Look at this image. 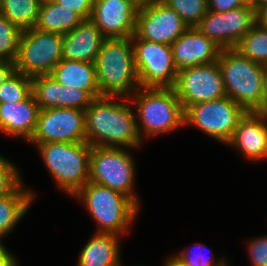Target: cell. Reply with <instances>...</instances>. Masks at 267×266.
I'll return each mask as SVG.
<instances>
[{
	"instance_id": "obj_39",
	"label": "cell",
	"mask_w": 267,
	"mask_h": 266,
	"mask_svg": "<svg viewBox=\"0 0 267 266\" xmlns=\"http://www.w3.org/2000/svg\"><path fill=\"white\" fill-rule=\"evenodd\" d=\"M162 266H185L180 260H178L173 254L167 257V260Z\"/></svg>"
},
{
	"instance_id": "obj_8",
	"label": "cell",
	"mask_w": 267,
	"mask_h": 266,
	"mask_svg": "<svg viewBox=\"0 0 267 266\" xmlns=\"http://www.w3.org/2000/svg\"><path fill=\"white\" fill-rule=\"evenodd\" d=\"M246 113L243 107L225 96L187 107L184 110V126L188 124L200 129L214 140L227 145Z\"/></svg>"
},
{
	"instance_id": "obj_11",
	"label": "cell",
	"mask_w": 267,
	"mask_h": 266,
	"mask_svg": "<svg viewBox=\"0 0 267 266\" xmlns=\"http://www.w3.org/2000/svg\"><path fill=\"white\" fill-rule=\"evenodd\" d=\"M183 109L226 96L218 62L179 70L173 87Z\"/></svg>"
},
{
	"instance_id": "obj_24",
	"label": "cell",
	"mask_w": 267,
	"mask_h": 266,
	"mask_svg": "<svg viewBox=\"0 0 267 266\" xmlns=\"http://www.w3.org/2000/svg\"><path fill=\"white\" fill-rule=\"evenodd\" d=\"M40 0H1L0 13L22 31L35 27Z\"/></svg>"
},
{
	"instance_id": "obj_18",
	"label": "cell",
	"mask_w": 267,
	"mask_h": 266,
	"mask_svg": "<svg viewBox=\"0 0 267 266\" xmlns=\"http://www.w3.org/2000/svg\"><path fill=\"white\" fill-rule=\"evenodd\" d=\"M39 112L32 93L21 102L0 103L1 133L29 142L36 130Z\"/></svg>"
},
{
	"instance_id": "obj_1",
	"label": "cell",
	"mask_w": 267,
	"mask_h": 266,
	"mask_svg": "<svg viewBox=\"0 0 267 266\" xmlns=\"http://www.w3.org/2000/svg\"><path fill=\"white\" fill-rule=\"evenodd\" d=\"M131 103L126 97L95 98L84 110L86 142L91 146L140 147L143 141L137 130L135 108Z\"/></svg>"
},
{
	"instance_id": "obj_33",
	"label": "cell",
	"mask_w": 267,
	"mask_h": 266,
	"mask_svg": "<svg viewBox=\"0 0 267 266\" xmlns=\"http://www.w3.org/2000/svg\"><path fill=\"white\" fill-rule=\"evenodd\" d=\"M246 244L251 266H267V235L253 238Z\"/></svg>"
},
{
	"instance_id": "obj_13",
	"label": "cell",
	"mask_w": 267,
	"mask_h": 266,
	"mask_svg": "<svg viewBox=\"0 0 267 266\" xmlns=\"http://www.w3.org/2000/svg\"><path fill=\"white\" fill-rule=\"evenodd\" d=\"M188 28L163 1L153 0L138 8L135 34L140 39L171 46Z\"/></svg>"
},
{
	"instance_id": "obj_9",
	"label": "cell",
	"mask_w": 267,
	"mask_h": 266,
	"mask_svg": "<svg viewBox=\"0 0 267 266\" xmlns=\"http://www.w3.org/2000/svg\"><path fill=\"white\" fill-rule=\"evenodd\" d=\"M63 35L40 31L35 27L23 30L15 71L29 77L50 75L62 60Z\"/></svg>"
},
{
	"instance_id": "obj_43",
	"label": "cell",
	"mask_w": 267,
	"mask_h": 266,
	"mask_svg": "<svg viewBox=\"0 0 267 266\" xmlns=\"http://www.w3.org/2000/svg\"><path fill=\"white\" fill-rule=\"evenodd\" d=\"M132 1L140 7V6H144L145 4H148L149 2L153 0H132Z\"/></svg>"
},
{
	"instance_id": "obj_5",
	"label": "cell",
	"mask_w": 267,
	"mask_h": 266,
	"mask_svg": "<svg viewBox=\"0 0 267 266\" xmlns=\"http://www.w3.org/2000/svg\"><path fill=\"white\" fill-rule=\"evenodd\" d=\"M217 62L226 96L247 112H264V66L244 57L234 48L222 49Z\"/></svg>"
},
{
	"instance_id": "obj_41",
	"label": "cell",
	"mask_w": 267,
	"mask_h": 266,
	"mask_svg": "<svg viewBox=\"0 0 267 266\" xmlns=\"http://www.w3.org/2000/svg\"><path fill=\"white\" fill-rule=\"evenodd\" d=\"M0 266H19L16 258H0Z\"/></svg>"
},
{
	"instance_id": "obj_17",
	"label": "cell",
	"mask_w": 267,
	"mask_h": 266,
	"mask_svg": "<svg viewBox=\"0 0 267 266\" xmlns=\"http://www.w3.org/2000/svg\"><path fill=\"white\" fill-rule=\"evenodd\" d=\"M177 70L217 62L222 48L196 27L188 28L172 45Z\"/></svg>"
},
{
	"instance_id": "obj_31",
	"label": "cell",
	"mask_w": 267,
	"mask_h": 266,
	"mask_svg": "<svg viewBox=\"0 0 267 266\" xmlns=\"http://www.w3.org/2000/svg\"><path fill=\"white\" fill-rule=\"evenodd\" d=\"M17 166L0 155V197L13 193L23 182Z\"/></svg>"
},
{
	"instance_id": "obj_26",
	"label": "cell",
	"mask_w": 267,
	"mask_h": 266,
	"mask_svg": "<svg viewBox=\"0 0 267 266\" xmlns=\"http://www.w3.org/2000/svg\"><path fill=\"white\" fill-rule=\"evenodd\" d=\"M227 23L228 49L235 48L239 40L256 25V11L249 3L227 11Z\"/></svg>"
},
{
	"instance_id": "obj_32",
	"label": "cell",
	"mask_w": 267,
	"mask_h": 266,
	"mask_svg": "<svg viewBox=\"0 0 267 266\" xmlns=\"http://www.w3.org/2000/svg\"><path fill=\"white\" fill-rule=\"evenodd\" d=\"M196 245L198 246V249L196 250H194V248L190 250H183L173 255L178 260H180L185 266H221L223 263L226 262L227 258L225 257H220L219 260H215L213 256L209 257L207 256L208 254L205 255V253L202 252V249L205 247V244L196 243Z\"/></svg>"
},
{
	"instance_id": "obj_22",
	"label": "cell",
	"mask_w": 267,
	"mask_h": 266,
	"mask_svg": "<svg viewBox=\"0 0 267 266\" xmlns=\"http://www.w3.org/2000/svg\"><path fill=\"white\" fill-rule=\"evenodd\" d=\"M36 193L22 183L13 193L0 197V238H5L30 209Z\"/></svg>"
},
{
	"instance_id": "obj_35",
	"label": "cell",
	"mask_w": 267,
	"mask_h": 266,
	"mask_svg": "<svg viewBox=\"0 0 267 266\" xmlns=\"http://www.w3.org/2000/svg\"><path fill=\"white\" fill-rule=\"evenodd\" d=\"M208 11L223 13L245 6L248 0H207Z\"/></svg>"
},
{
	"instance_id": "obj_20",
	"label": "cell",
	"mask_w": 267,
	"mask_h": 266,
	"mask_svg": "<svg viewBox=\"0 0 267 266\" xmlns=\"http://www.w3.org/2000/svg\"><path fill=\"white\" fill-rule=\"evenodd\" d=\"M119 237L116 234L94 232L81 248L77 266H122Z\"/></svg>"
},
{
	"instance_id": "obj_14",
	"label": "cell",
	"mask_w": 267,
	"mask_h": 266,
	"mask_svg": "<svg viewBox=\"0 0 267 266\" xmlns=\"http://www.w3.org/2000/svg\"><path fill=\"white\" fill-rule=\"evenodd\" d=\"M139 6L132 0H94L90 20L106 38H130Z\"/></svg>"
},
{
	"instance_id": "obj_42",
	"label": "cell",
	"mask_w": 267,
	"mask_h": 266,
	"mask_svg": "<svg viewBox=\"0 0 267 266\" xmlns=\"http://www.w3.org/2000/svg\"><path fill=\"white\" fill-rule=\"evenodd\" d=\"M248 3L257 11L259 8L267 5V0H248Z\"/></svg>"
},
{
	"instance_id": "obj_38",
	"label": "cell",
	"mask_w": 267,
	"mask_h": 266,
	"mask_svg": "<svg viewBox=\"0 0 267 266\" xmlns=\"http://www.w3.org/2000/svg\"><path fill=\"white\" fill-rule=\"evenodd\" d=\"M263 102H264V112H267V65L264 66V71H263Z\"/></svg>"
},
{
	"instance_id": "obj_12",
	"label": "cell",
	"mask_w": 267,
	"mask_h": 266,
	"mask_svg": "<svg viewBox=\"0 0 267 266\" xmlns=\"http://www.w3.org/2000/svg\"><path fill=\"white\" fill-rule=\"evenodd\" d=\"M84 141H86L84 110L49 108L40 110L36 130L29 142L36 146L51 142Z\"/></svg>"
},
{
	"instance_id": "obj_29",
	"label": "cell",
	"mask_w": 267,
	"mask_h": 266,
	"mask_svg": "<svg viewBox=\"0 0 267 266\" xmlns=\"http://www.w3.org/2000/svg\"><path fill=\"white\" fill-rule=\"evenodd\" d=\"M21 34L22 30L0 13V60L15 63Z\"/></svg>"
},
{
	"instance_id": "obj_16",
	"label": "cell",
	"mask_w": 267,
	"mask_h": 266,
	"mask_svg": "<svg viewBox=\"0 0 267 266\" xmlns=\"http://www.w3.org/2000/svg\"><path fill=\"white\" fill-rule=\"evenodd\" d=\"M241 152L248 161L267 159V112H247L226 145Z\"/></svg>"
},
{
	"instance_id": "obj_2",
	"label": "cell",
	"mask_w": 267,
	"mask_h": 266,
	"mask_svg": "<svg viewBox=\"0 0 267 266\" xmlns=\"http://www.w3.org/2000/svg\"><path fill=\"white\" fill-rule=\"evenodd\" d=\"M101 96L129 98L139 87L130 38H105L95 60Z\"/></svg>"
},
{
	"instance_id": "obj_28",
	"label": "cell",
	"mask_w": 267,
	"mask_h": 266,
	"mask_svg": "<svg viewBox=\"0 0 267 266\" xmlns=\"http://www.w3.org/2000/svg\"><path fill=\"white\" fill-rule=\"evenodd\" d=\"M32 93V77L14 71L0 85V103L21 102Z\"/></svg>"
},
{
	"instance_id": "obj_25",
	"label": "cell",
	"mask_w": 267,
	"mask_h": 266,
	"mask_svg": "<svg viewBox=\"0 0 267 266\" xmlns=\"http://www.w3.org/2000/svg\"><path fill=\"white\" fill-rule=\"evenodd\" d=\"M234 49L244 57L266 66L267 29H262L256 24L239 40Z\"/></svg>"
},
{
	"instance_id": "obj_23",
	"label": "cell",
	"mask_w": 267,
	"mask_h": 266,
	"mask_svg": "<svg viewBox=\"0 0 267 266\" xmlns=\"http://www.w3.org/2000/svg\"><path fill=\"white\" fill-rule=\"evenodd\" d=\"M83 19L75 12L55 2L41 4L35 28L40 31L67 34Z\"/></svg>"
},
{
	"instance_id": "obj_27",
	"label": "cell",
	"mask_w": 267,
	"mask_h": 266,
	"mask_svg": "<svg viewBox=\"0 0 267 266\" xmlns=\"http://www.w3.org/2000/svg\"><path fill=\"white\" fill-rule=\"evenodd\" d=\"M196 28L222 49H228L227 11L223 13L208 11Z\"/></svg>"
},
{
	"instance_id": "obj_7",
	"label": "cell",
	"mask_w": 267,
	"mask_h": 266,
	"mask_svg": "<svg viewBox=\"0 0 267 266\" xmlns=\"http://www.w3.org/2000/svg\"><path fill=\"white\" fill-rule=\"evenodd\" d=\"M128 148L92 146L89 181L111 188L128 196L139 208L136 196V165Z\"/></svg>"
},
{
	"instance_id": "obj_44",
	"label": "cell",
	"mask_w": 267,
	"mask_h": 266,
	"mask_svg": "<svg viewBox=\"0 0 267 266\" xmlns=\"http://www.w3.org/2000/svg\"><path fill=\"white\" fill-rule=\"evenodd\" d=\"M56 0H40L41 4H45V3H53Z\"/></svg>"
},
{
	"instance_id": "obj_21",
	"label": "cell",
	"mask_w": 267,
	"mask_h": 266,
	"mask_svg": "<svg viewBox=\"0 0 267 266\" xmlns=\"http://www.w3.org/2000/svg\"><path fill=\"white\" fill-rule=\"evenodd\" d=\"M50 75L64 86L86 90L94 99L102 97L97 83L95 63L62 59Z\"/></svg>"
},
{
	"instance_id": "obj_3",
	"label": "cell",
	"mask_w": 267,
	"mask_h": 266,
	"mask_svg": "<svg viewBox=\"0 0 267 266\" xmlns=\"http://www.w3.org/2000/svg\"><path fill=\"white\" fill-rule=\"evenodd\" d=\"M142 141L184 125V109L173 88L139 87L130 97Z\"/></svg>"
},
{
	"instance_id": "obj_40",
	"label": "cell",
	"mask_w": 267,
	"mask_h": 266,
	"mask_svg": "<svg viewBox=\"0 0 267 266\" xmlns=\"http://www.w3.org/2000/svg\"><path fill=\"white\" fill-rule=\"evenodd\" d=\"M0 258H16L2 243L0 238Z\"/></svg>"
},
{
	"instance_id": "obj_6",
	"label": "cell",
	"mask_w": 267,
	"mask_h": 266,
	"mask_svg": "<svg viewBox=\"0 0 267 266\" xmlns=\"http://www.w3.org/2000/svg\"><path fill=\"white\" fill-rule=\"evenodd\" d=\"M46 169L60 190L74 196L89 181L92 146L84 142L37 144Z\"/></svg>"
},
{
	"instance_id": "obj_37",
	"label": "cell",
	"mask_w": 267,
	"mask_h": 266,
	"mask_svg": "<svg viewBox=\"0 0 267 266\" xmlns=\"http://www.w3.org/2000/svg\"><path fill=\"white\" fill-rule=\"evenodd\" d=\"M256 24L262 29H267V5L256 11Z\"/></svg>"
},
{
	"instance_id": "obj_19",
	"label": "cell",
	"mask_w": 267,
	"mask_h": 266,
	"mask_svg": "<svg viewBox=\"0 0 267 266\" xmlns=\"http://www.w3.org/2000/svg\"><path fill=\"white\" fill-rule=\"evenodd\" d=\"M105 36L91 20L63 35L62 59L95 63Z\"/></svg>"
},
{
	"instance_id": "obj_36",
	"label": "cell",
	"mask_w": 267,
	"mask_h": 266,
	"mask_svg": "<svg viewBox=\"0 0 267 266\" xmlns=\"http://www.w3.org/2000/svg\"><path fill=\"white\" fill-rule=\"evenodd\" d=\"M15 71L14 62L0 60V85Z\"/></svg>"
},
{
	"instance_id": "obj_30",
	"label": "cell",
	"mask_w": 267,
	"mask_h": 266,
	"mask_svg": "<svg viewBox=\"0 0 267 266\" xmlns=\"http://www.w3.org/2000/svg\"><path fill=\"white\" fill-rule=\"evenodd\" d=\"M190 27H196L208 12L207 0H164Z\"/></svg>"
},
{
	"instance_id": "obj_34",
	"label": "cell",
	"mask_w": 267,
	"mask_h": 266,
	"mask_svg": "<svg viewBox=\"0 0 267 266\" xmlns=\"http://www.w3.org/2000/svg\"><path fill=\"white\" fill-rule=\"evenodd\" d=\"M55 3L77 13L83 20H90L94 0H56Z\"/></svg>"
},
{
	"instance_id": "obj_45",
	"label": "cell",
	"mask_w": 267,
	"mask_h": 266,
	"mask_svg": "<svg viewBox=\"0 0 267 266\" xmlns=\"http://www.w3.org/2000/svg\"><path fill=\"white\" fill-rule=\"evenodd\" d=\"M227 262H228V261H226L225 263H223L221 266H229V265L227 264Z\"/></svg>"
},
{
	"instance_id": "obj_4",
	"label": "cell",
	"mask_w": 267,
	"mask_h": 266,
	"mask_svg": "<svg viewBox=\"0 0 267 266\" xmlns=\"http://www.w3.org/2000/svg\"><path fill=\"white\" fill-rule=\"evenodd\" d=\"M73 197L83 203L98 226L96 233L123 237L129 233L139 207L126 195L88 181Z\"/></svg>"
},
{
	"instance_id": "obj_10",
	"label": "cell",
	"mask_w": 267,
	"mask_h": 266,
	"mask_svg": "<svg viewBox=\"0 0 267 266\" xmlns=\"http://www.w3.org/2000/svg\"><path fill=\"white\" fill-rule=\"evenodd\" d=\"M135 68L142 88H173L178 70L170 45L131 37Z\"/></svg>"
},
{
	"instance_id": "obj_15",
	"label": "cell",
	"mask_w": 267,
	"mask_h": 266,
	"mask_svg": "<svg viewBox=\"0 0 267 266\" xmlns=\"http://www.w3.org/2000/svg\"><path fill=\"white\" fill-rule=\"evenodd\" d=\"M32 94L40 110L49 108L85 110L94 100L86 90L64 86L51 75L32 77Z\"/></svg>"
}]
</instances>
